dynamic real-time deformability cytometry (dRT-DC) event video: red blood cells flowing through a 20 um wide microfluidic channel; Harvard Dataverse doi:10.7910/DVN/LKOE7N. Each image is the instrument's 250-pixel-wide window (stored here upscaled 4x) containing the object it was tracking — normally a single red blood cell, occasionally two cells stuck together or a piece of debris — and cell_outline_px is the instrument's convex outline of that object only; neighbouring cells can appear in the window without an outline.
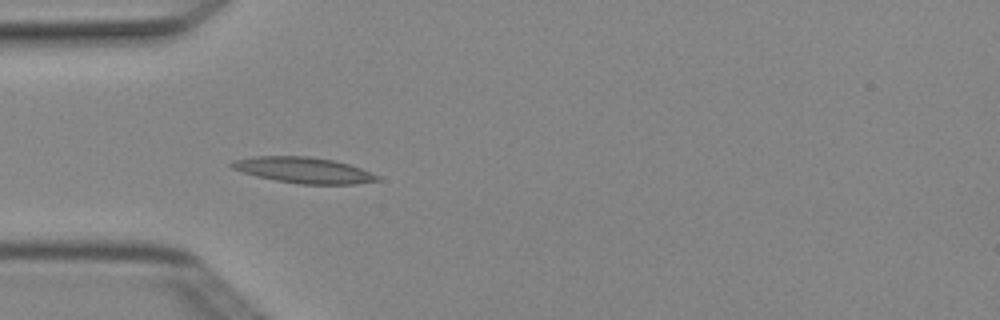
{"species": "Egyptian fruit bat (a non-hibernating species)", "species_latin": "Rousettus aegyptiacus", "temperature_condition": "cold", "stored_images_in_passage": 5, "camera_frame_rate_fps": 3000, "um_per_image_px": 0.085, "animal": {"sex": "female"}, "frame": {"image": 1, "passage_image": 5, "time_ms": 1.333, "image_size_px": [1000, 320], "cell_outline_px": [[380, 180], [356, 184], [300, 184], [276, 180], [256, 176], [232, 168], [228, 164], [232, 160], [256, 156], [308, 156], [332, 160], [348, 164], [360, 168], [380, 176]], "centroid_in_image_um": [25.79, 14.46], "position_along_channel_um": 59.2, "area_um2": 21.85}}